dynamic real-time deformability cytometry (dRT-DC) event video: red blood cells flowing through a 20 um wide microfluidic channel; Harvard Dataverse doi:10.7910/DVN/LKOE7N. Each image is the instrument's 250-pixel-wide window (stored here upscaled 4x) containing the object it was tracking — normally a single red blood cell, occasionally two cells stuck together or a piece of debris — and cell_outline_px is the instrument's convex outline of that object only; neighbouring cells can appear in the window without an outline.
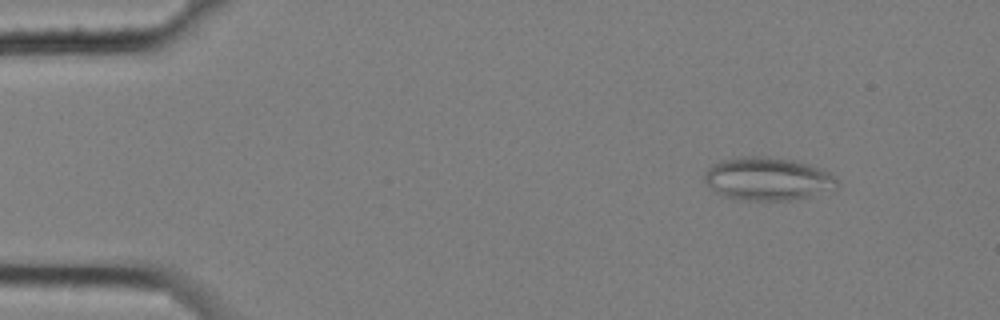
{"species": "common noctule bat (a hibernating species)", "species_latin": "Nyctalus noctula", "temperature_condition": "cold", "stored_images_in_passage": 6, "camera_frame_rate_fps": 3000, "um_per_image_px": 0.085, "animal": {"sex": "female", "body_mass_g": 25.1}, "frame": {"image": 1, "passage_image": 2, "time_ms": 0.333, "image_size_px": [1000, 320], "cell_outline_px": [[840, 184], [832, 192], [812, 196], [788, 200], [748, 200], [724, 196], [716, 192], [704, 180], [704, 172], [712, 164], [720, 160], [736, 156], [764, 156], [792, 160], [808, 164], [820, 168], [828, 172]], "centroid_in_image_um": [65.27, 15.19], "position_along_channel_um": 19.7, "area_um2": 33.47}}